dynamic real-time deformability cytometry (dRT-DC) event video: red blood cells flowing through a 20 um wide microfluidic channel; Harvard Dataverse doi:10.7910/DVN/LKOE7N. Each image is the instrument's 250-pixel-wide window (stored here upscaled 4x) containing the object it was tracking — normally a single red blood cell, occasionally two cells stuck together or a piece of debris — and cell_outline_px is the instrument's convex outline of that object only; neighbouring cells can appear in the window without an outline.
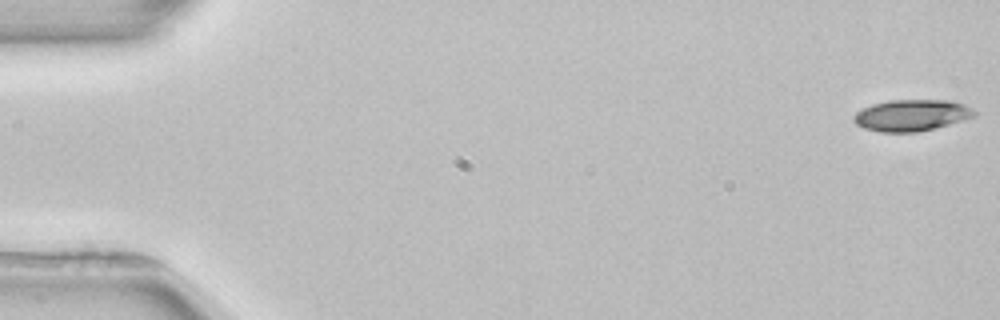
{"species": "common noctule bat (a hibernating species)", "species_latin": "Nyctalus noctula", "temperature_condition": "room temperature", "stored_images_in_passage": 4, "camera_frame_rate_fps": 3000, "um_per_image_px": 0.085, "animal": {"sex": "female", "body_mass_g": 22.7, "forearm_length_mm": 54.2}, "frame": {"image": 1, "passage_image": 1, "time_ms": 0.0, "image_size_px": [1000, 320], "cell_outline_px": [[976, 116], [964, 120], [916, 132], [880, 132], [864, 128], [856, 124], [852, 120], [852, 116], [856, 112], [872, 104], [888, 100], [952, 100], [964, 104], [972, 108], [976, 112]], "centroid_in_image_um": [77.47, 9.79], "position_along_channel_um": 7.5, "area_um2": 22.14}}
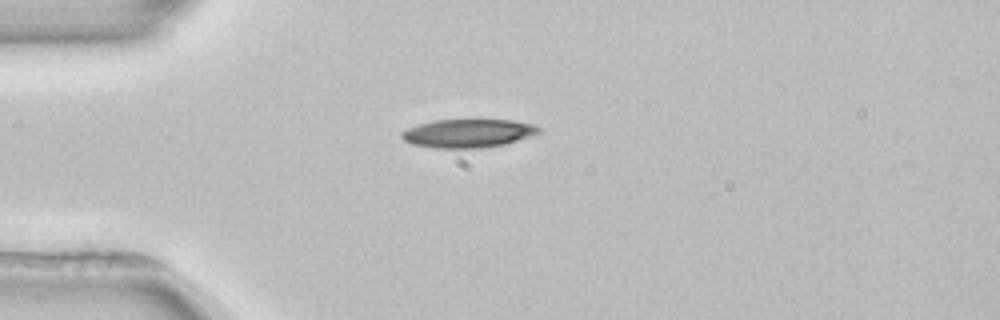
{"frame": {"image": 2, "passage_image": 4, "time_ms": 4.333, "image_size_px": [1000, 320], "cell_outline_px": [[540, 132], [532, 136], [504, 144], [480, 148], [432, 148], [412, 144], [404, 140], [400, 136], [400, 132], [408, 128], [420, 124], [436, 120], [512, 120], [532, 124], [540, 128]], "centroid_in_image_um": [39.77, 11.34], "position_along_channel_um": 45.2, "area_um2": 22.66}}